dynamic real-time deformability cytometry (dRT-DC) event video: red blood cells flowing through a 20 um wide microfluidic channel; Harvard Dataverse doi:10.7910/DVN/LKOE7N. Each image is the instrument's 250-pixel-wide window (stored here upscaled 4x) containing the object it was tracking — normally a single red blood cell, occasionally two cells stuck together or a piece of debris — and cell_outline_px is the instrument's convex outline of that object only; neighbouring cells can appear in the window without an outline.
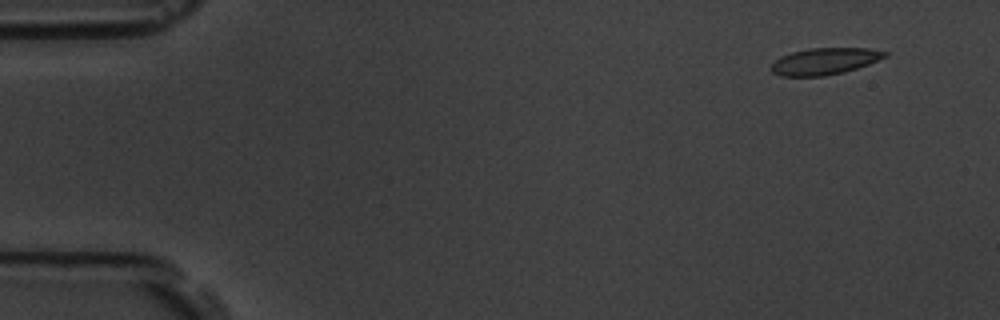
{"species": "common noctule bat (a hibernating species)", "species_latin": "Nyctalus noctula", "temperature_condition": "room temperature", "stored_images_in_passage": 10, "camera_frame_rate_fps": 3000, "um_per_image_px": 0.085, "animal": {"sex": "male", "body_mass_g": 19.5, "forearm_length_mm": 54.6}, "frame": {"image": 1, "passage_image": 1, "time_ms": 0.0, "image_size_px": [1000, 320], "cell_outline_px": [[888, 56], [868, 64], [844, 72], [824, 76], [780, 76], [772, 72], [768, 68], [780, 56], [792, 52], [808, 48], [868, 48], [888, 52]], "centroid_in_image_um": [70.07, 5.2], "position_along_channel_um": 14.9, "area_um2": 17.74}}
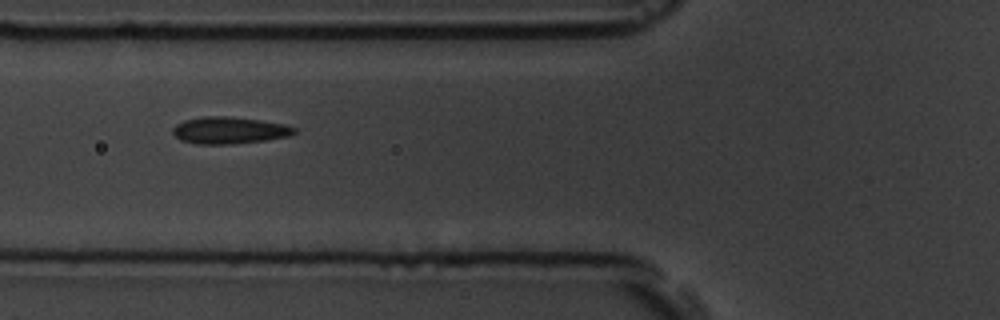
{"frame": {"image": 2, "passage_image": 6, "time_ms": 5.667, "image_size_px": [1000, 320], "cell_outline_px": [[296, 132], [288, 136], [264, 140], [232, 144], [196, 144], [180, 140], [172, 132], [172, 128], [176, 124], [184, 120], [204, 116], [228, 116], [260, 120], [284, 124], [296, 128]], "centroid_in_image_um": [19.45, 11.07], "position_along_channel_um": 106.3, "area_um2": 19.02}}
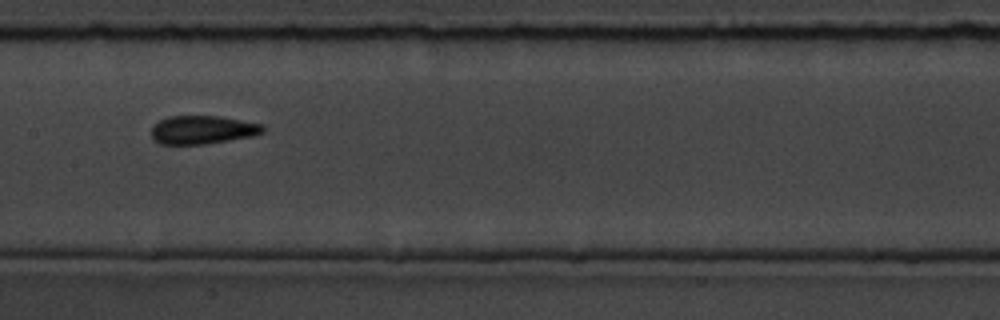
{"frame": {"image": 3, "passage_image": 8, "time_ms": 8.0, "image_size_px": [1000, 320], "cell_outline_px": [[264, 132], [252, 136], [204, 144], [160, 144], [152, 140], [152, 128], [160, 120], [168, 116], [216, 116], [264, 124]], "centroid_in_image_um": [17.21, 11.03], "position_along_channel_um": 190.2, "area_um2": 18.32}}